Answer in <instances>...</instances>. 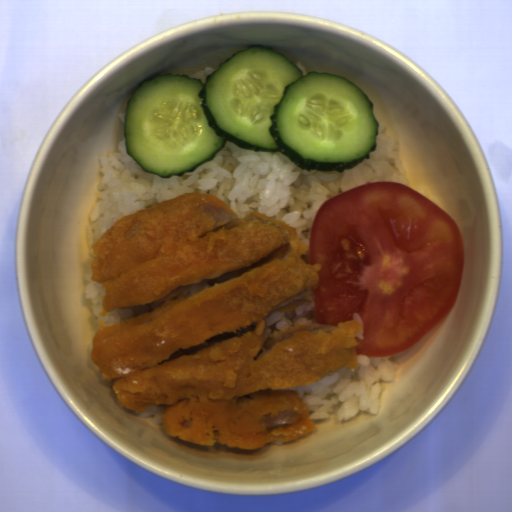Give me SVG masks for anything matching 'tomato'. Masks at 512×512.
Segmentation results:
<instances>
[{
	"label": "tomato",
	"instance_id": "512abeb7",
	"mask_svg": "<svg viewBox=\"0 0 512 512\" xmlns=\"http://www.w3.org/2000/svg\"><path fill=\"white\" fill-rule=\"evenodd\" d=\"M318 324L358 321L357 355L404 353L448 316L460 293L463 235L408 184L367 183L328 198L311 224L306 259Z\"/></svg>",
	"mask_w": 512,
	"mask_h": 512
}]
</instances>
